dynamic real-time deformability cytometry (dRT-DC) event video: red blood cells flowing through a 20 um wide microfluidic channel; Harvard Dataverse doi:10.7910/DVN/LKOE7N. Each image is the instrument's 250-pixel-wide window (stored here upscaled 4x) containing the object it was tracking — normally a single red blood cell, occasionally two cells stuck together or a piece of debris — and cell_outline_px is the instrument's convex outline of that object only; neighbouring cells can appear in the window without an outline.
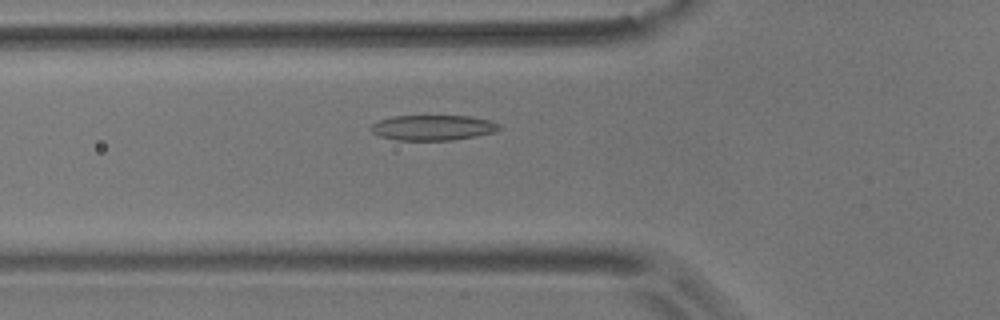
{"species": "common noctule bat (a hibernating species)", "species_latin": "Nyctalus noctula", "temperature_condition": "room temperature", "stored_images_in_passage": 53, "camera_frame_rate_fps": 3000, "um_per_image_px": 0.085, "animal": {"sex": "male", "body_mass_g": 17.9}, "frame": {"image": 1, "passage_image": 17, "time_ms": 5.333, "image_size_px": [1000, 320], "cell_outline_px": [[504, 128], [496, 132], [476, 136], [452, 140], [396, 140], [380, 136], [372, 132], [368, 128], [372, 124], [380, 120], [392, 116], [472, 116], [492, 120], [500, 124]], "centroid_in_image_um": [36.86, 10.85], "position_along_channel_um": 88.9, "area_um2": 19.19}}
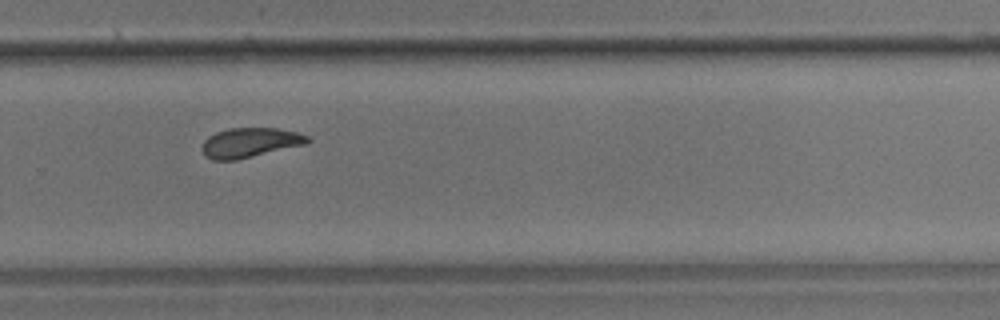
{"frame": {"image": 2, "passage_image": 35, "time_ms": 11.333, "image_size_px": [1000, 320], "cell_outline_px": [[312, 140], [304, 144], [236, 160], [212, 160], [204, 156], [200, 148], [204, 140], [208, 136], [216, 132], [228, 128], [276, 128], [296, 132], [308, 136]], "centroid_in_image_um": [21.18, 12.12], "position_along_channel_um": 308.6, "area_um2": 18.21}}
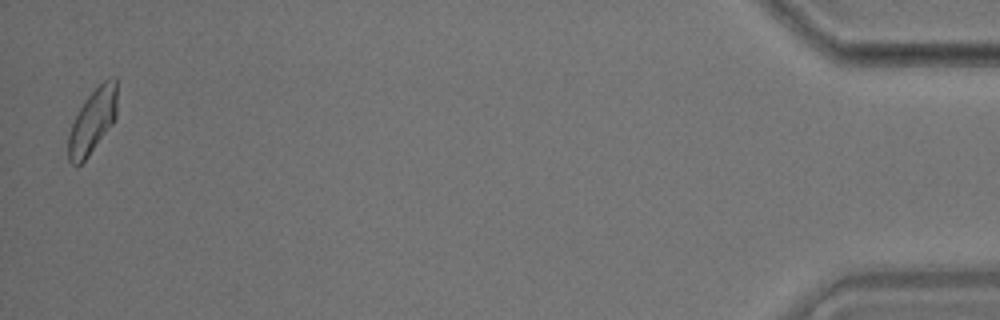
{"frame": {"image": 3, "passage_image": 52, "time_ms": 17.0, "image_size_px": [1000, 320], "cell_outline_px": [[116, 116], [112, 124], [88, 156], [80, 164], [72, 164], [68, 160], [68, 136], [72, 124], [84, 100], [108, 76], [116, 76]], "centroid_in_image_um": [7.87, 10.27], "position_along_channel_um": 427.3, "area_um2": 18.03}, "authors_computed_cell_mechanics": {"area_um2": 18.7272, "velocity_mm_per_s": 3.6545, "shape_relaxation_time_tau1_ms": 7.0319, "shape_relaxation_time_tau2_ms": 3.3101, "deformation_change_tau1": 0.161, "deformation_change_tau2": 0.0913}}